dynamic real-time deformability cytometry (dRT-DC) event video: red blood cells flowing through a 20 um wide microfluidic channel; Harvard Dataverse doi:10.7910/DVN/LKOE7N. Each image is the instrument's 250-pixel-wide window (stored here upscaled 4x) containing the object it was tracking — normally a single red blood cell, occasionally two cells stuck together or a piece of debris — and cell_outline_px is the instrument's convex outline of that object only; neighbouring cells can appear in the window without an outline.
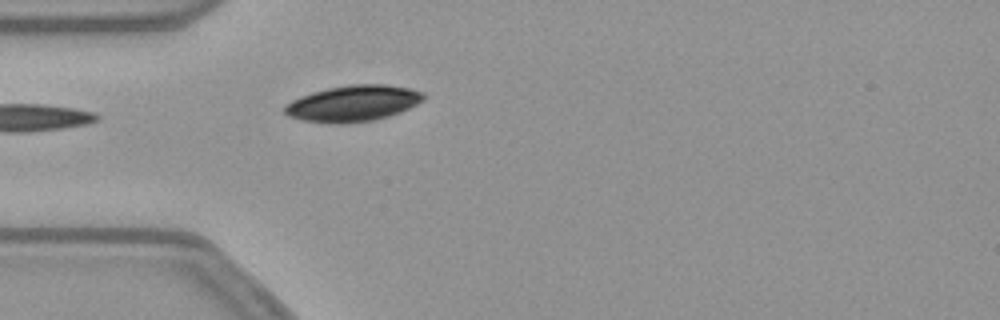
{"species": "common noctule bat (a hibernating species)", "species_latin": "Nyctalus noctula", "temperature_condition": "warm", "stored_images_in_passage": 23, "camera_frame_rate_fps": 3000, "um_per_image_px": 0.085, "animal": {"sex": "female", "body_mass_g": 21.9}, "frame": {"image": 1, "passage_image": 1, "time_ms": 0.0, "image_size_px": [1000, 320], "cell_outline_px": [[424, 100], [400, 112], [388, 116], [372, 120], [340, 124], [336, 124], [300, 120], [288, 116], [284, 112], [284, 104], [300, 96], [312, 92], [328, 88], [352, 84], [388, 84], [408, 88], [424, 92]], "centroid_in_image_um": [29.98, 8.78], "position_along_channel_um": 55.0, "area_um2": 29.25}, "authors_computed_cell_mechanics": {"area_um2": 17.1088, "velocity_mm_per_s": 3.8021, "shape_relaxation_time_tau1_ms": 5.4142, "shape_relaxation_time_tau2_ms": null, "deformation_change_tau1": 0.1309, "deformation_change_tau2": null}}